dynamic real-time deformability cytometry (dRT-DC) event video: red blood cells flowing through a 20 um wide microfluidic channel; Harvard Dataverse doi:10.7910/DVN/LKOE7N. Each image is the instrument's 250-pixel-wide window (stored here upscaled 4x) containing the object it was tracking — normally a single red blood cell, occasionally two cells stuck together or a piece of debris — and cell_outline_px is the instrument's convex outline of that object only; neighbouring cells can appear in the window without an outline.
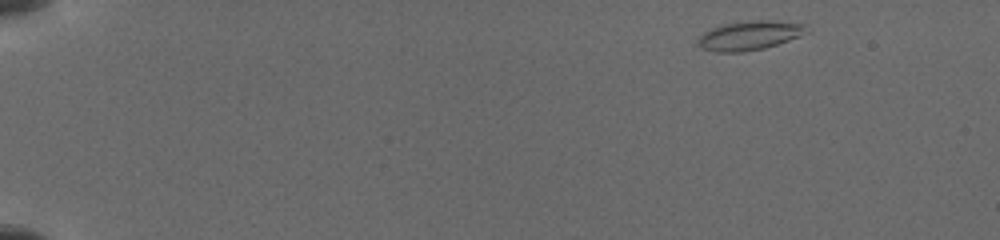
{"species": "common noctule bat (a hibernating species)", "species_latin": "Nyctalus noctula", "temperature_condition": "cold", "stored_images_in_passage": 69, "camera_frame_rate_fps": 3000, "um_per_image_px": 0.085, "animal": {"sex": "female", "body_mass_g": 19.5, "forearm_length_mm": 54.1}, "frame": {"image": 1, "passage_image": 1, "time_ms": 0.0, "image_size_px": [1000, 240], "cell_outline_px": [[812, 32], [764, 48], [740, 52], [716, 52], [700, 48], [696, 44], [696, 40], [704, 32], [712, 28], [724, 24], [752, 20], [772, 20], [808, 24]], "centroid_in_image_um": [63.75, 3.01], "position_along_channel_um": 21.2, "area_um2": 18.73}}
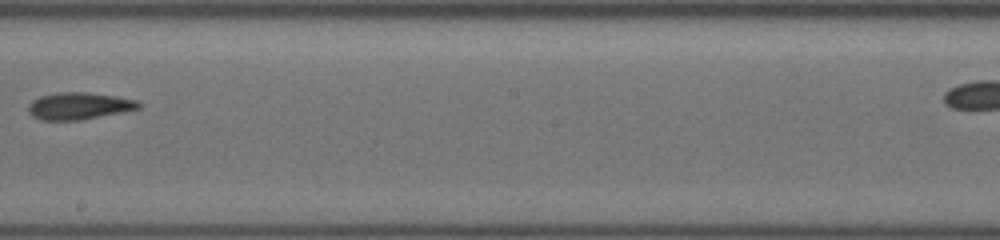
{"frame": {"image": 2, "passage_image": 42, "time_ms": 9.0, "image_size_px": [1000, 240], "cell_outline_px": [[140, 108], [80, 120], [40, 120], [32, 116], [28, 112], [28, 104], [32, 100], [40, 96], [56, 92], [88, 92], [116, 96], [136, 100], [140, 104]], "centroid_in_image_um": [6.65, 9.0], "position_along_channel_um": 241.5, "area_um2": 17.34}}
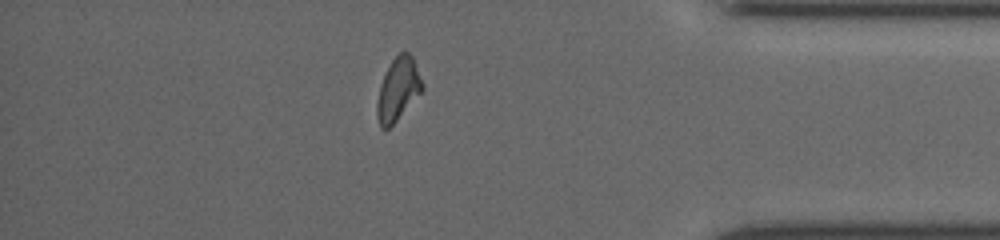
{"frame": {"image": 3, "passage_image": 68, "time_ms": 13.667, "image_size_px": [1000, 240], "cell_outline_px": [[424, 88], [396, 120], [388, 128], [380, 128], [376, 116], [376, 104], [380, 84], [392, 60], [404, 48], [412, 56], [424, 84]], "centroid_in_image_um": [33.82, 7.56], "position_along_channel_um": 401.4, "area_um2": 16.42}}